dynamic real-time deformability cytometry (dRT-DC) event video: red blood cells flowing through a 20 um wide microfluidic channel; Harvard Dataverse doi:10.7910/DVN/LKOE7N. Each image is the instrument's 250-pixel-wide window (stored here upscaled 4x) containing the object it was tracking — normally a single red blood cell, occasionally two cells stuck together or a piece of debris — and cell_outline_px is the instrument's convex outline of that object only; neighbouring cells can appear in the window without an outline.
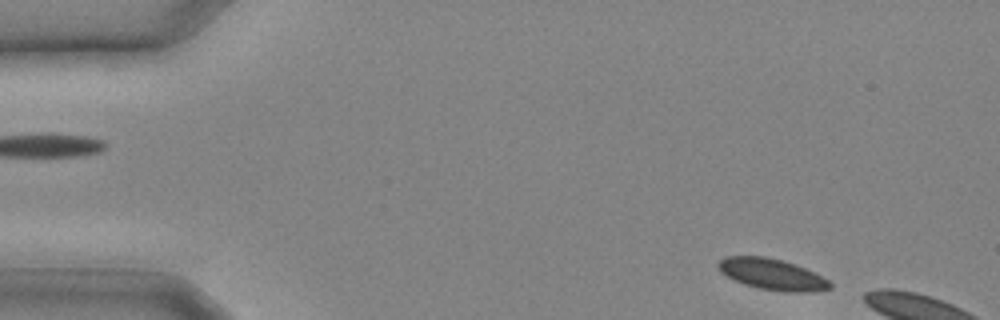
{"species": "common noctule bat (a hibernating species)", "species_latin": "Nyctalus noctula", "temperature_condition": "cold", "stored_images_in_passage": 4, "camera_frame_rate_fps": 3000, "um_per_image_px": 0.085, "animal": {"sex": "male", "body_mass_g": 20.4}, "frame": {"image": 1, "passage_image": 1, "time_ms": 0.0, "image_size_px": [1000, 320], "cell_outline_px": [[832, 288], [804, 292], [792, 292], [760, 288], [744, 284], [720, 272], [716, 264], [724, 256], [764, 256], [780, 260], [804, 268], [828, 280], [832, 284]], "centroid_in_image_um": [65.58, 23.3], "position_along_channel_um": 19.4, "area_um2": 19.77}}